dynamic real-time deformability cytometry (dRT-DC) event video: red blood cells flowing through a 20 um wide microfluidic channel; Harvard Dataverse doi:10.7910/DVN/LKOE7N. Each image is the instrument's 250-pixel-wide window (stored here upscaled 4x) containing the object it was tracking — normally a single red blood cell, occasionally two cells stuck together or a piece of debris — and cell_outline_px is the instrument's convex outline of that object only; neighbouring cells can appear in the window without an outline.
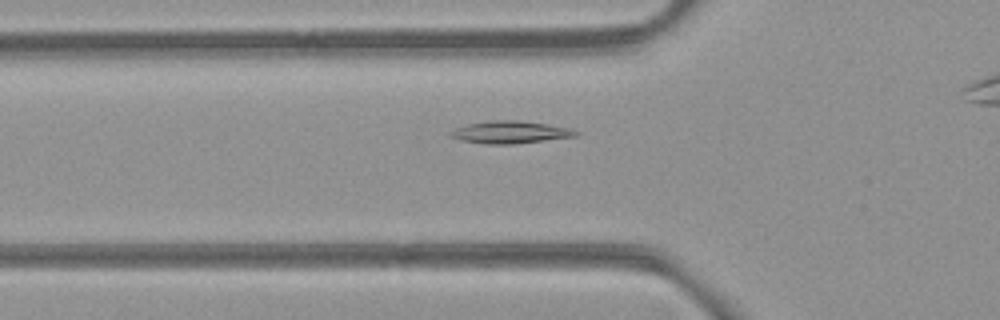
{"species": "common noctule bat (a hibernating species)", "species_latin": "Nyctalus noctula", "temperature_condition": "room temperature", "stored_images_in_passage": 41, "segment_of_instrument_passage": [1, 2], "camera_frame_rate_fps": 3000, "um_per_image_px": 0.085, "animal": {"sex": "female", "body_mass_g": 21.9}, "frame": {"image": 1, "passage_image": 13, "time_ms": 4.0, "image_size_px": [1000, 320], "cell_outline_px": [[580, 132], [576, 136], [512, 144], [484, 144], [460, 140], [452, 136], [448, 132], [456, 128], [468, 124], [492, 120], [516, 120], [548, 124], [572, 128]], "centroid_in_image_um": [43.38, 11.23], "position_along_channel_um": 82.4, "area_um2": 16.24}}
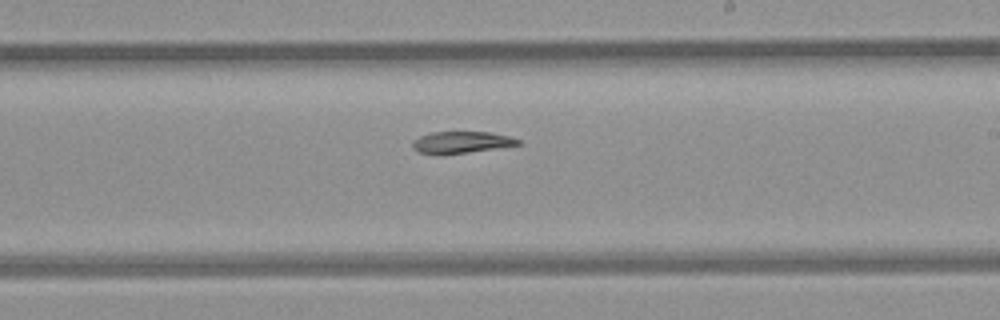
{"frame": {"image": 2, "passage_image": 26, "time_ms": 8.333, "image_size_px": [1000, 320], "cell_outline_px": [[520, 144], [468, 152], [420, 152], [412, 148], [412, 140], [420, 136], [432, 132], [492, 132], [508, 136], [520, 140]], "centroid_in_image_um": [39.22, 12.05], "position_along_channel_um": 249.8, "area_um2": 12.72}}
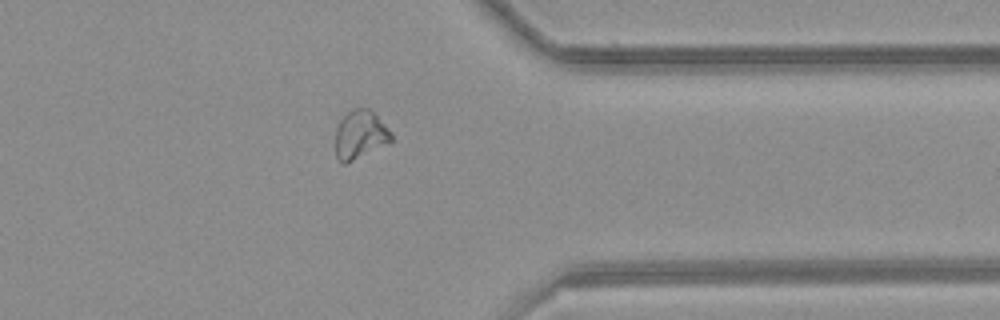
{"frame": {"image": 3, "passage_image": 37, "time_ms": 12.0, "image_size_px": [1000, 320], "cell_outline_px": [[392, 140], [388, 144], [344, 164], [340, 164], [336, 156], [336, 124], [348, 112], [356, 108], [372, 108], [392, 132]], "centroid_in_image_um": [30.63, 11.43], "position_along_channel_um": 380.8, "area_um2": 16.01}}